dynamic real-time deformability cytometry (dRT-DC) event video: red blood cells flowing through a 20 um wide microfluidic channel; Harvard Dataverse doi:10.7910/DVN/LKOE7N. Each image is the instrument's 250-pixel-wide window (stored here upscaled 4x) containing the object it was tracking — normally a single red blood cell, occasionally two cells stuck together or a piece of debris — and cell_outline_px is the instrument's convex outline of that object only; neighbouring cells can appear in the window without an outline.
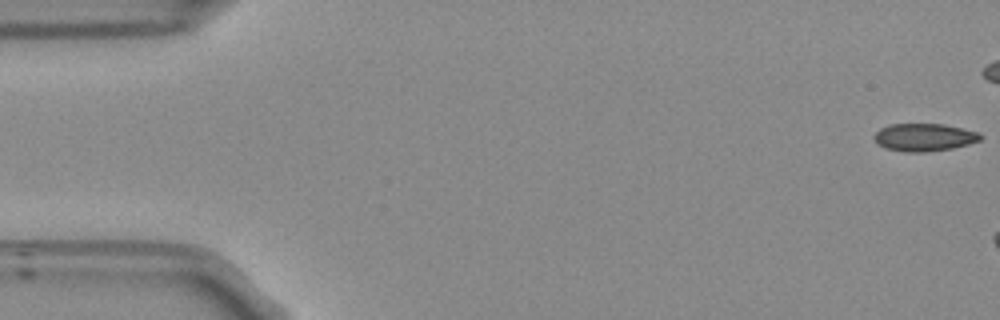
{"species": "Egyptian fruit bat (a non-hibernating species)", "species_latin": "Rousettus aegyptiacus", "temperature_condition": "room temperature", "stored_images_in_passage": 11, "camera_frame_rate_fps": 3000, "um_per_image_px": 0.085, "frame": {"image": 1, "passage_image": 1, "time_ms": 0.0, "image_size_px": [1000, 320], "cell_outline_px": [[984, 136], [980, 140], [968, 144], [952, 148], [924, 152], [904, 152], [884, 148], [872, 136], [880, 128], [888, 124], [944, 124], [980, 132]], "centroid_in_image_um": [78.57, 11.66], "position_along_channel_um": 6.4, "area_um2": 17.22}}